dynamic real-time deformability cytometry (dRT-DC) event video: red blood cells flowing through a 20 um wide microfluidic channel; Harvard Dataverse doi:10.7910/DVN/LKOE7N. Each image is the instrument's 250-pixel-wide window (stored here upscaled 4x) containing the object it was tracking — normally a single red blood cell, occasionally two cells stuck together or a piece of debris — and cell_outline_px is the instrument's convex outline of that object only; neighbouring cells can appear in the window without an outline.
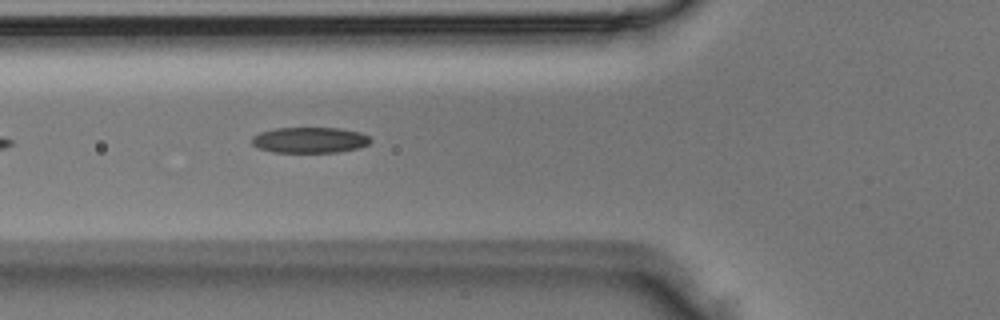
{"species": "Egyptian fruit bat (a non-hibernating species)", "species_latin": "Rousettus aegyptiacus", "temperature_condition": "room temperature", "stored_images_in_passage": 4, "camera_frame_rate_fps": 3000, "um_per_image_px": 0.085, "animal": {"sex": "male"}, "frame": {"image": 1, "passage_image": 4, "time_ms": 1.0, "image_size_px": [1000, 320], "cell_outline_px": [[372, 140], [368, 144], [356, 148], [340, 152], [272, 152], [260, 148], [252, 144], [252, 136], [260, 132], [276, 128], [340, 128], [360, 132], [368, 136]], "centroid_in_image_um": [26.32, 11.9], "position_along_channel_um": 99.5, "area_um2": 17.74}}